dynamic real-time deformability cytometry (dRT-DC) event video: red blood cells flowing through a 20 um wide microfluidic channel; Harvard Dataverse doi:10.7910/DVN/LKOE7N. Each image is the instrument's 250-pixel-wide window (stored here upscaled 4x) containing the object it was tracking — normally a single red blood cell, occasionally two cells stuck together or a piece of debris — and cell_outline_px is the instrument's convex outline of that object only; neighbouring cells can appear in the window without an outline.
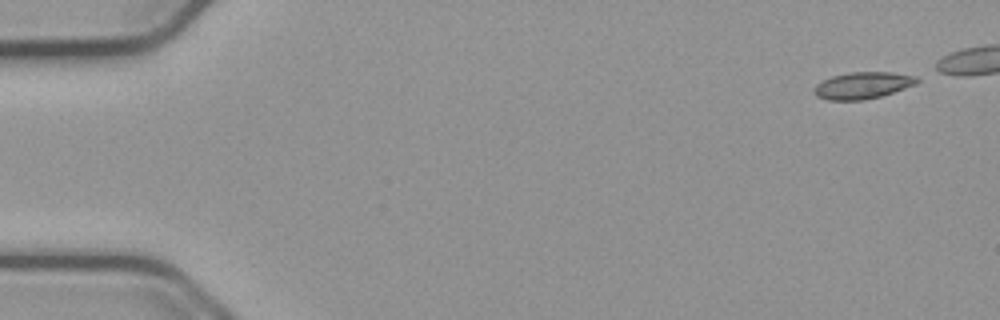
{"species": "common noctule bat (a hibernating species)", "species_latin": "Nyctalus noctula", "temperature_condition": "cold", "stored_images_in_passage": 43, "camera_frame_rate_fps": 3000, "um_per_image_px": 0.085, "animal": {"sex": "male", "body_mass_g": 23.1, "forearm_length_mm": 52.7}, "frame": {"image": 1, "passage_image": 1, "time_ms": 0.0, "image_size_px": [1000, 320], "cell_outline_px": [[920, 80], [916, 84], [880, 96], [864, 100], [828, 100], [816, 96], [812, 92], [816, 84], [832, 76], [852, 72], [888, 72], [916, 76]], "centroid_in_image_um": [73.3, 7.26], "position_along_channel_um": 11.7, "area_um2": 15.9}}
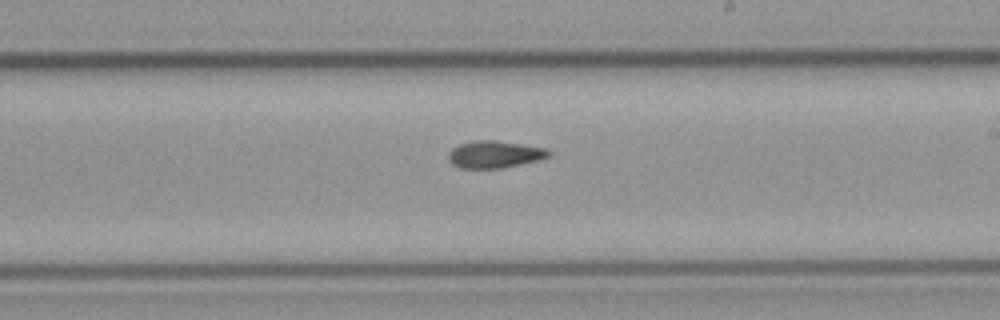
{"frame": {"image": 2, "passage_image": 30, "time_ms": 9.667, "image_size_px": [1000, 320], "cell_outline_px": [[552, 152], [548, 156], [536, 160], [500, 168], [460, 168], [452, 164], [448, 160], [448, 152], [452, 148], [460, 144], [476, 140], [496, 140], [544, 148]], "centroid_in_image_um": [41.97, 13.11], "position_along_channel_um": 247.0, "area_um2": 15.61}}
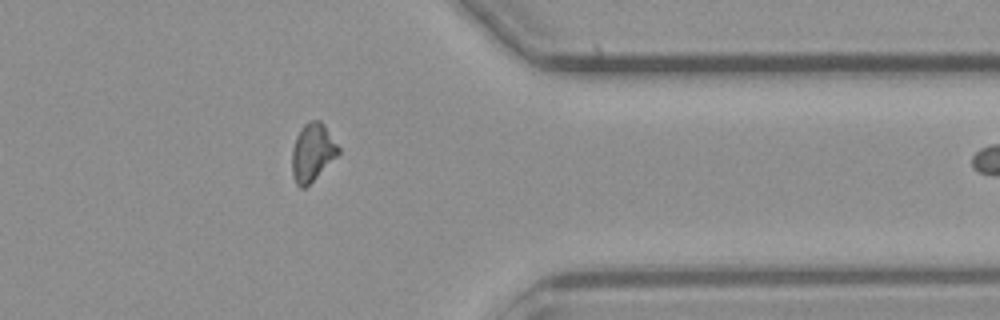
{"frame": {"image": 3, "passage_image": 42, "time_ms": 13.667, "image_size_px": [1000, 320], "cell_outline_px": [[340, 152], [304, 188], [300, 188], [296, 184], [292, 176], [292, 148], [296, 136], [300, 128], [308, 120], [320, 120], [324, 124], [340, 148]], "centroid_in_image_um": [26.53, 12.91], "position_along_channel_um": 384.9, "area_um2": 15.49}}